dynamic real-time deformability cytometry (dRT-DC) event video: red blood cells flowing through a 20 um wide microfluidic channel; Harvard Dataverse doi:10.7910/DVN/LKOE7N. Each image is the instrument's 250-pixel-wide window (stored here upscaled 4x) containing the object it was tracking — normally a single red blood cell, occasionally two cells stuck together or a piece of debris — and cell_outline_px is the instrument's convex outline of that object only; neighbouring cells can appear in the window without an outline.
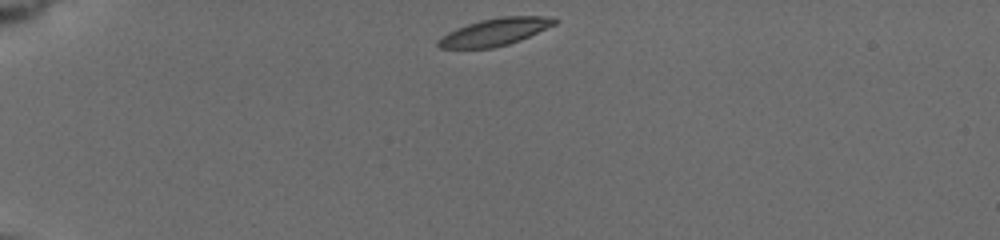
{"species": "common noctule bat (a hibernating species)", "species_latin": "Nyctalus noctula", "temperature_condition": "cold", "stored_images_in_passage": 45, "camera_frame_rate_fps": 3000, "um_per_image_px": 0.085, "animal": {"sex": "female", "body_mass_g": 19.5, "forearm_length_mm": 54.1}, "frame": {"image": 1, "passage_image": 1, "time_ms": 0.0, "image_size_px": [1000, 240], "cell_outline_px": [[560, 20], [556, 24], [520, 40], [508, 44], [492, 48], [440, 48], [436, 44], [436, 40], [448, 32], [456, 28], [480, 20], [500, 16], [540, 16]], "centroid_in_image_um": [42.04, 2.71], "position_along_channel_um": 43.0, "area_um2": 18.44}}
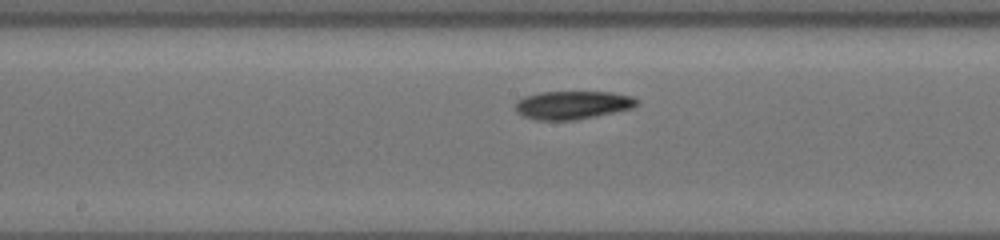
{"frame": {"image": 2, "passage_image": 20, "time_ms": 5.667, "image_size_px": [1000, 240], "cell_outline_px": [[640, 100], [632, 108], [596, 116], [576, 120], [540, 120], [524, 116], [516, 112], [516, 104], [524, 96], [540, 92], [612, 92], [632, 96]], "centroid_in_image_um": [48.69, 8.92], "position_along_channel_um": 199.5, "area_um2": 19.88}}
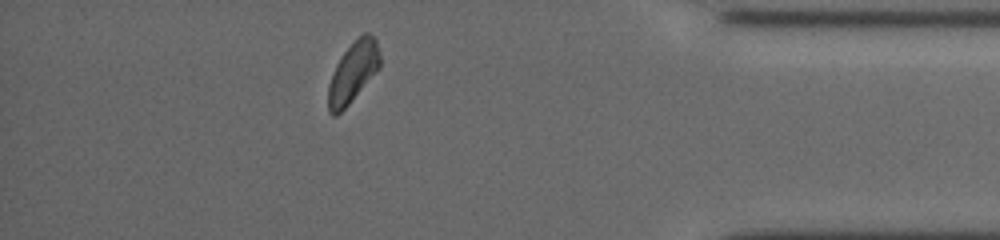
{"frame": {"image": 3, "passage_image": 39, "time_ms": 12.0, "image_size_px": [1000, 240], "cell_outline_px": [[380, 68], [348, 104], [336, 116], [332, 116], [328, 112], [328, 84], [336, 64], [344, 52], [364, 32], [368, 32], [376, 40], [380, 52]], "centroid_in_image_um": [30.0, 6.15], "position_along_channel_um": 405.2, "area_um2": 18.03}, "authors_computed_cell_mechanics": {"area_um2": 18.9006, "velocity_mm_per_s": 3.6873, "shape_relaxation_time_tau1_ms": 3.8447, "shape_relaxation_time_tau2_ms": 4.7341, "deformation_change_tau1": 0.1026, "deformation_change_tau2": 0.1081}}